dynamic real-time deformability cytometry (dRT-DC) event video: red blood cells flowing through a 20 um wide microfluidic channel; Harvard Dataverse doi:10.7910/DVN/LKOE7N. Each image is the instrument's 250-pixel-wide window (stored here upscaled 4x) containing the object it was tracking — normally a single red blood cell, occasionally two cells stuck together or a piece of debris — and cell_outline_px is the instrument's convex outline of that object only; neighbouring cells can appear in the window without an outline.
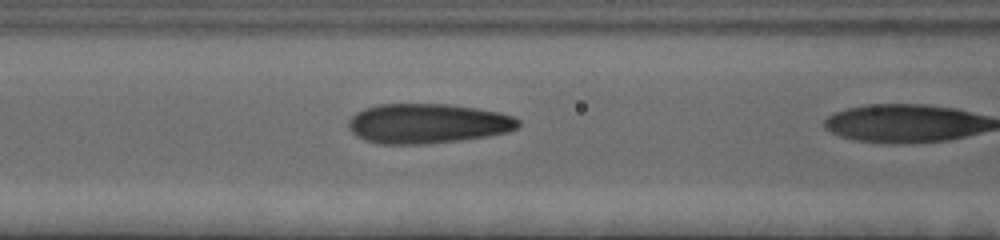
{"species": "human", "species_latin": "Homo sapiens", "temperature_condition": "cold", "stored_images_in_passage": 22, "camera_frame_rate_fps": 3000, "um_per_image_px": 0.085, "donor": {"sex": "female"}, "frame": {"image": 1, "passage_image": 21, "time_ms": 6.667, "image_size_px": [1000, 240], "cell_outline_px": [[520, 124], [516, 128], [508, 132], [488, 136], [460, 140], [420, 144], [376, 144], [364, 140], [356, 136], [348, 128], [348, 120], [356, 112], [364, 108], [376, 104], [448, 104], [476, 108], [496, 112], [512, 116], [520, 120]], "centroid_in_image_um": [36.29, 10.5], "position_along_channel_um": 130.3, "area_um2": 39.48}}